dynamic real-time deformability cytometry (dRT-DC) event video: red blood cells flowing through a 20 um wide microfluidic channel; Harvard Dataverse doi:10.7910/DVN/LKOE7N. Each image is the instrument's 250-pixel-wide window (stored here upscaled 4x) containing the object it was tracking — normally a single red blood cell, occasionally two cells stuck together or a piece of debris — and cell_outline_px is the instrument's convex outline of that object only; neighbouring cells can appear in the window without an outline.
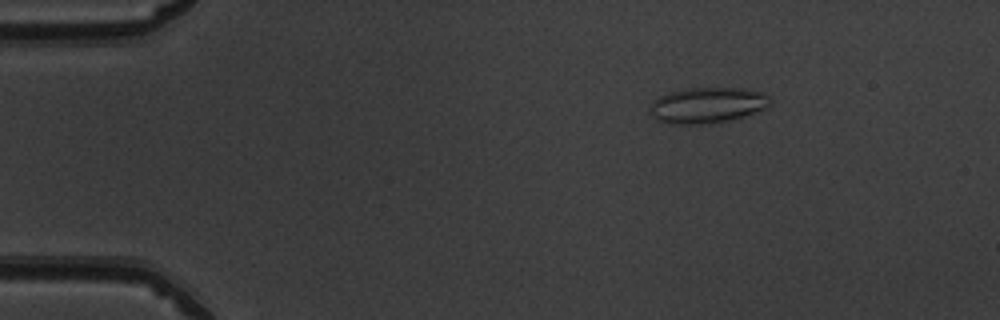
{"species": "common noctule bat (a hibernating species)", "species_latin": "Nyctalus noctula", "temperature_condition": "warm", "stored_images_in_passage": 51, "camera_frame_rate_fps": 3000, "um_per_image_px": 0.085, "animal": {"sex": "male", "body_mass_g": 19.5, "forearm_length_mm": 54.6}, "frame": {"image": 1, "passage_image": 8, "time_ms": 2.333, "image_size_px": [1000, 320], "cell_outline_px": [[772, 100], [764, 108], [728, 120], [708, 124], [668, 124], [656, 120], [648, 112], [652, 100], [668, 92], [688, 88], [744, 88], [760, 92], [768, 96]], "centroid_in_image_um": [60.03, 8.94], "position_along_channel_um": 25.0, "area_um2": 24.97}}
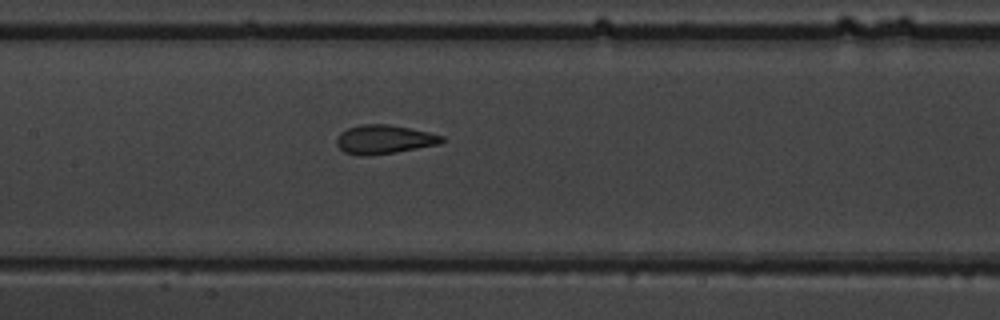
{"frame": {"image": 2, "passage_image": 25, "time_ms": 8.0, "image_size_px": [1000, 320], "cell_outline_px": [[444, 140], [440, 144], [396, 152], [364, 156], [344, 152], [336, 144], [336, 140], [340, 132], [348, 128], [360, 124], [388, 124], [428, 132], [444, 136]], "centroid_in_image_um": [32.64, 11.85], "position_along_channel_um": 174.8, "area_um2": 17.63}}
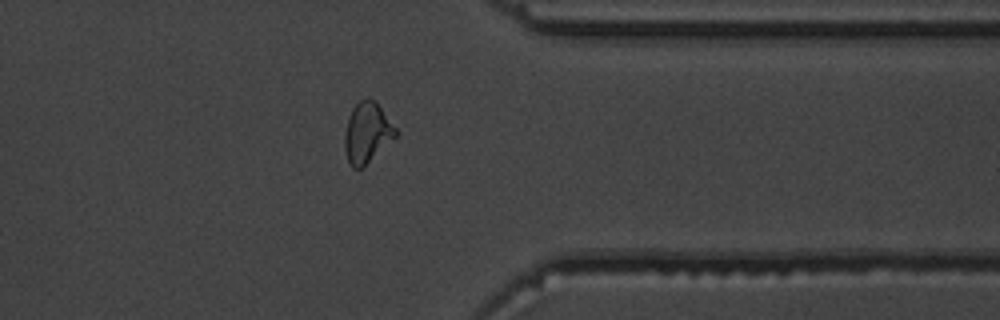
{"frame": {"image": 3, "passage_image": 41, "time_ms": 13.333, "image_size_px": [1000, 320], "cell_outline_px": [[400, 136], [360, 168], [352, 168], [348, 160], [344, 148], [344, 132], [348, 116], [352, 108], [360, 100], [368, 96], [376, 100], [400, 132]], "centroid_in_image_um": [31.25, 11.23], "position_along_channel_um": 380.2, "area_um2": 18.55}, "authors_computed_cell_mechanics": {"area_um2": 18.0336, "velocity_mm_per_s": 3.9837, "shape_relaxation_time_tau1_ms": 5.4592, "shape_relaxation_time_tau2_ms": 1.2294, "deformation_change_tau1": 0.196, "deformation_change_tau2": 0.0754}}